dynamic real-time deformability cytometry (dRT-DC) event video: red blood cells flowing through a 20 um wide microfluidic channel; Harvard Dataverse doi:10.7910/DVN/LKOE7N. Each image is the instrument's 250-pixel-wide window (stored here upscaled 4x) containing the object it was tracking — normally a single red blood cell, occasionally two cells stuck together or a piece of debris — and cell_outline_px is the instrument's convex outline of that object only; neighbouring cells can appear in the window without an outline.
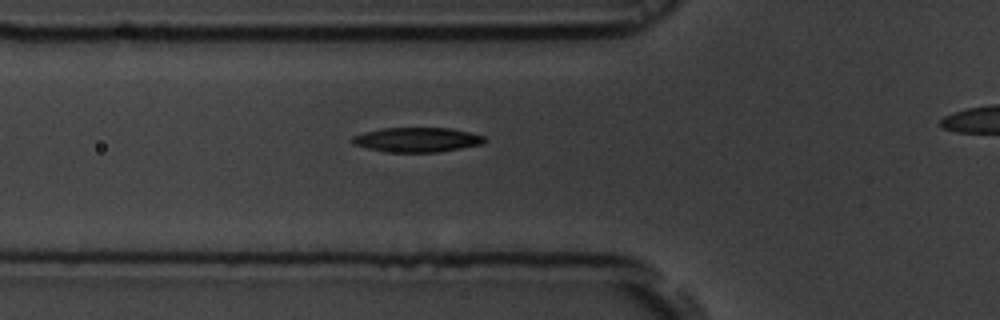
{"species": "common noctule bat (a hibernating species)", "species_latin": "Nyctalus noctula", "temperature_condition": "room temperature", "stored_images_in_passage": 28, "camera_frame_rate_fps": 3000, "um_per_image_px": 0.085, "animal": {"sex": "male", "body_mass_g": 19.5, "forearm_length_mm": 54.6}, "frame": {"image": 1, "passage_image": 2, "time_ms": 0.333, "image_size_px": [1000, 320], "cell_outline_px": [[488, 140], [484, 144], [436, 152], [388, 152], [368, 148], [352, 144], [348, 140], [352, 136], [364, 132], [380, 128], [452, 128], [484, 136]], "centroid_in_image_um": [35.42, 11.87], "position_along_channel_um": 90.4, "area_um2": 19.07}}
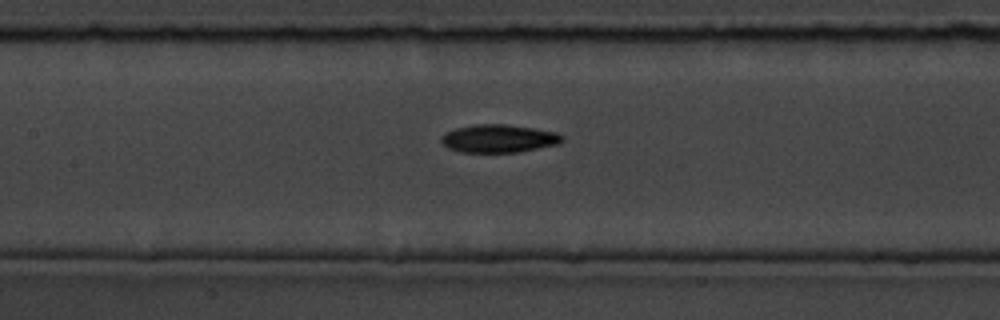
{"frame": {"image": 2, "passage_image": 8, "time_ms": 2.333, "image_size_px": [1000, 320], "cell_outline_px": [[564, 140], [556, 144], [516, 152], [460, 152], [448, 148], [440, 140], [440, 136], [456, 128], [472, 124], [504, 124], [532, 128], [556, 132], [564, 136]], "centroid_in_image_um": [42.36, 11.77], "position_along_channel_um": 165.0, "area_um2": 19.54}}
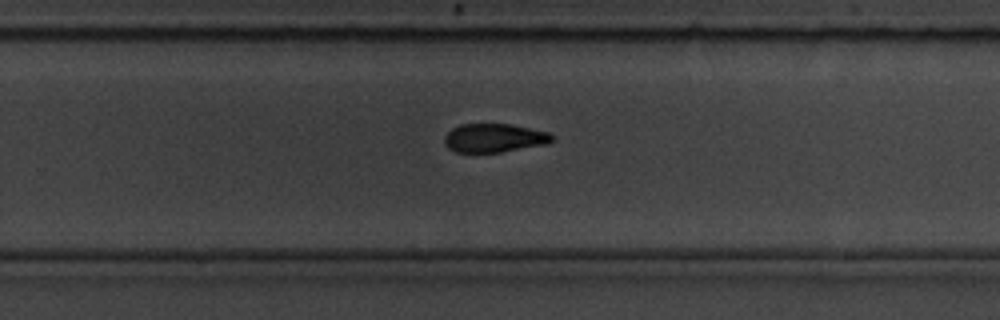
{"frame": {"image": 3, "passage_image": 18, "time_ms": 5.667, "image_size_px": [1000, 320], "cell_outline_px": [[556, 140], [548, 144], [500, 152], [456, 152], [448, 148], [444, 144], [444, 136], [452, 128], [460, 124], [512, 124], [552, 132], [556, 136]], "centroid_in_image_um": [42.08, 11.72], "position_along_channel_um": 287.7, "area_um2": 18.38}}